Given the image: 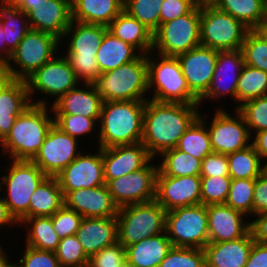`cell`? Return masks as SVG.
Listing matches in <instances>:
<instances>
[{"label":"cell","instance_id":"1","mask_svg":"<svg viewBox=\"0 0 267 267\" xmlns=\"http://www.w3.org/2000/svg\"><path fill=\"white\" fill-rule=\"evenodd\" d=\"M199 108V104L146 100L141 142L155 160L162 152L176 148L179 139L202 113Z\"/></svg>","mask_w":267,"mask_h":267},{"label":"cell","instance_id":"2","mask_svg":"<svg viewBox=\"0 0 267 267\" xmlns=\"http://www.w3.org/2000/svg\"><path fill=\"white\" fill-rule=\"evenodd\" d=\"M51 106L31 104L19 115L7 136L0 142L1 153L9 159L32 161L54 124ZM52 114V115H51Z\"/></svg>","mask_w":267,"mask_h":267},{"label":"cell","instance_id":"3","mask_svg":"<svg viewBox=\"0 0 267 267\" xmlns=\"http://www.w3.org/2000/svg\"><path fill=\"white\" fill-rule=\"evenodd\" d=\"M145 102L104 101L98 122V148L141 142Z\"/></svg>","mask_w":267,"mask_h":267},{"label":"cell","instance_id":"4","mask_svg":"<svg viewBox=\"0 0 267 267\" xmlns=\"http://www.w3.org/2000/svg\"><path fill=\"white\" fill-rule=\"evenodd\" d=\"M107 30L103 25L72 20L60 40L68 39L64 56L81 83H94L101 75L96 54Z\"/></svg>","mask_w":267,"mask_h":267},{"label":"cell","instance_id":"5","mask_svg":"<svg viewBox=\"0 0 267 267\" xmlns=\"http://www.w3.org/2000/svg\"><path fill=\"white\" fill-rule=\"evenodd\" d=\"M103 101H146L148 100L147 55L119 68L101 73L94 82Z\"/></svg>","mask_w":267,"mask_h":267},{"label":"cell","instance_id":"6","mask_svg":"<svg viewBox=\"0 0 267 267\" xmlns=\"http://www.w3.org/2000/svg\"><path fill=\"white\" fill-rule=\"evenodd\" d=\"M147 54L148 91L158 102L199 104V99L189 90L177 57ZM154 58V59H153Z\"/></svg>","mask_w":267,"mask_h":267},{"label":"cell","instance_id":"7","mask_svg":"<svg viewBox=\"0 0 267 267\" xmlns=\"http://www.w3.org/2000/svg\"><path fill=\"white\" fill-rule=\"evenodd\" d=\"M11 163L6 169L7 174L1 177L0 191L6 188V196L1 197L20 223L29 218L30 196L46 175L33 161L11 159Z\"/></svg>","mask_w":267,"mask_h":267},{"label":"cell","instance_id":"8","mask_svg":"<svg viewBox=\"0 0 267 267\" xmlns=\"http://www.w3.org/2000/svg\"><path fill=\"white\" fill-rule=\"evenodd\" d=\"M166 210L155 200L119 208L118 243L124 247L165 232Z\"/></svg>","mask_w":267,"mask_h":267},{"label":"cell","instance_id":"9","mask_svg":"<svg viewBox=\"0 0 267 267\" xmlns=\"http://www.w3.org/2000/svg\"><path fill=\"white\" fill-rule=\"evenodd\" d=\"M249 30L241 21L217 9L210 2L200 5L202 46L217 51L239 50Z\"/></svg>","mask_w":267,"mask_h":267},{"label":"cell","instance_id":"10","mask_svg":"<svg viewBox=\"0 0 267 267\" xmlns=\"http://www.w3.org/2000/svg\"><path fill=\"white\" fill-rule=\"evenodd\" d=\"M200 45V4L184 16L161 23L153 33L154 54L176 57Z\"/></svg>","mask_w":267,"mask_h":267},{"label":"cell","instance_id":"11","mask_svg":"<svg viewBox=\"0 0 267 267\" xmlns=\"http://www.w3.org/2000/svg\"><path fill=\"white\" fill-rule=\"evenodd\" d=\"M165 232L175 247L204 249L209 243L207 206L199 204L167 211Z\"/></svg>","mask_w":267,"mask_h":267},{"label":"cell","instance_id":"12","mask_svg":"<svg viewBox=\"0 0 267 267\" xmlns=\"http://www.w3.org/2000/svg\"><path fill=\"white\" fill-rule=\"evenodd\" d=\"M60 43L63 42L53 34L30 29L17 45L10 60L7 62L14 80L25 81L30 77L57 55L56 53L61 47Z\"/></svg>","mask_w":267,"mask_h":267},{"label":"cell","instance_id":"13","mask_svg":"<svg viewBox=\"0 0 267 267\" xmlns=\"http://www.w3.org/2000/svg\"><path fill=\"white\" fill-rule=\"evenodd\" d=\"M29 98L31 103L39 105H51L46 101V96L54 97L51 100L56 102L62 95L82 84L76 77L70 63L63 55H55L51 60L45 63L41 68L35 71L26 80ZM36 93L42 94L43 99H34ZM45 94V95H44ZM35 100V101H34Z\"/></svg>","mask_w":267,"mask_h":267},{"label":"cell","instance_id":"14","mask_svg":"<svg viewBox=\"0 0 267 267\" xmlns=\"http://www.w3.org/2000/svg\"><path fill=\"white\" fill-rule=\"evenodd\" d=\"M216 107L211 124L206 122L213 152L227 155L251 145L252 136L243 115L237 109L231 115L224 107Z\"/></svg>","mask_w":267,"mask_h":267},{"label":"cell","instance_id":"15","mask_svg":"<svg viewBox=\"0 0 267 267\" xmlns=\"http://www.w3.org/2000/svg\"><path fill=\"white\" fill-rule=\"evenodd\" d=\"M158 165L151 161L143 168L110 180L106 185L116 205L123 206L154 201Z\"/></svg>","mask_w":267,"mask_h":267},{"label":"cell","instance_id":"16","mask_svg":"<svg viewBox=\"0 0 267 267\" xmlns=\"http://www.w3.org/2000/svg\"><path fill=\"white\" fill-rule=\"evenodd\" d=\"M78 143L79 140L53 124L32 161L46 176H56L82 152Z\"/></svg>","mask_w":267,"mask_h":267},{"label":"cell","instance_id":"17","mask_svg":"<svg viewBox=\"0 0 267 267\" xmlns=\"http://www.w3.org/2000/svg\"><path fill=\"white\" fill-rule=\"evenodd\" d=\"M82 151L67 167L55 177L57 178L63 196L69 191L81 188H93L106 184L102 148L97 153Z\"/></svg>","mask_w":267,"mask_h":267},{"label":"cell","instance_id":"18","mask_svg":"<svg viewBox=\"0 0 267 267\" xmlns=\"http://www.w3.org/2000/svg\"><path fill=\"white\" fill-rule=\"evenodd\" d=\"M155 201L166 212L201 204V176L172 177L163 175L158 170Z\"/></svg>","mask_w":267,"mask_h":267},{"label":"cell","instance_id":"19","mask_svg":"<svg viewBox=\"0 0 267 267\" xmlns=\"http://www.w3.org/2000/svg\"><path fill=\"white\" fill-rule=\"evenodd\" d=\"M217 56V50L202 45L176 56L189 90L198 99L208 90Z\"/></svg>","mask_w":267,"mask_h":267},{"label":"cell","instance_id":"20","mask_svg":"<svg viewBox=\"0 0 267 267\" xmlns=\"http://www.w3.org/2000/svg\"><path fill=\"white\" fill-rule=\"evenodd\" d=\"M245 65L241 49L235 51H218L215 72L208 90L199 98V105L205 99L220 100L231 96L236 101V90L240 73ZM226 95V96H225Z\"/></svg>","mask_w":267,"mask_h":267},{"label":"cell","instance_id":"21","mask_svg":"<svg viewBox=\"0 0 267 267\" xmlns=\"http://www.w3.org/2000/svg\"><path fill=\"white\" fill-rule=\"evenodd\" d=\"M106 184L115 178L145 167L154 158L142 142L102 149Z\"/></svg>","mask_w":267,"mask_h":267},{"label":"cell","instance_id":"22","mask_svg":"<svg viewBox=\"0 0 267 267\" xmlns=\"http://www.w3.org/2000/svg\"><path fill=\"white\" fill-rule=\"evenodd\" d=\"M64 205L83 217H116L119 211L106 184L69 191L64 196Z\"/></svg>","mask_w":267,"mask_h":267},{"label":"cell","instance_id":"23","mask_svg":"<svg viewBox=\"0 0 267 267\" xmlns=\"http://www.w3.org/2000/svg\"><path fill=\"white\" fill-rule=\"evenodd\" d=\"M25 13L30 29L53 34L61 40L72 21L71 0H46Z\"/></svg>","mask_w":267,"mask_h":267},{"label":"cell","instance_id":"24","mask_svg":"<svg viewBox=\"0 0 267 267\" xmlns=\"http://www.w3.org/2000/svg\"><path fill=\"white\" fill-rule=\"evenodd\" d=\"M207 215L209 242L235 240L250 231L246 216L225 204L208 205Z\"/></svg>","mask_w":267,"mask_h":267},{"label":"cell","instance_id":"25","mask_svg":"<svg viewBox=\"0 0 267 267\" xmlns=\"http://www.w3.org/2000/svg\"><path fill=\"white\" fill-rule=\"evenodd\" d=\"M103 102L94 83H82L62 95L51 108L53 115L79 114L89 118H100Z\"/></svg>","mask_w":267,"mask_h":267},{"label":"cell","instance_id":"26","mask_svg":"<svg viewBox=\"0 0 267 267\" xmlns=\"http://www.w3.org/2000/svg\"><path fill=\"white\" fill-rule=\"evenodd\" d=\"M76 237L88 257L118 242L116 217H84Z\"/></svg>","mask_w":267,"mask_h":267},{"label":"cell","instance_id":"27","mask_svg":"<svg viewBox=\"0 0 267 267\" xmlns=\"http://www.w3.org/2000/svg\"><path fill=\"white\" fill-rule=\"evenodd\" d=\"M254 242L251 231L235 240L209 242L203 249L206 267H244Z\"/></svg>","mask_w":267,"mask_h":267},{"label":"cell","instance_id":"28","mask_svg":"<svg viewBox=\"0 0 267 267\" xmlns=\"http://www.w3.org/2000/svg\"><path fill=\"white\" fill-rule=\"evenodd\" d=\"M124 0H71L72 20L108 26L122 11Z\"/></svg>","mask_w":267,"mask_h":267},{"label":"cell","instance_id":"29","mask_svg":"<svg viewBox=\"0 0 267 267\" xmlns=\"http://www.w3.org/2000/svg\"><path fill=\"white\" fill-rule=\"evenodd\" d=\"M172 246L166 232L160 233L125 247L126 260L134 267H159Z\"/></svg>","mask_w":267,"mask_h":267},{"label":"cell","instance_id":"30","mask_svg":"<svg viewBox=\"0 0 267 267\" xmlns=\"http://www.w3.org/2000/svg\"><path fill=\"white\" fill-rule=\"evenodd\" d=\"M108 31L135 47L141 54L152 51L153 33L123 10L108 26Z\"/></svg>","mask_w":267,"mask_h":267},{"label":"cell","instance_id":"31","mask_svg":"<svg viewBox=\"0 0 267 267\" xmlns=\"http://www.w3.org/2000/svg\"><path fill=\"white\" fill-rule=\"evenodd\" d=\"M210 3L250 30L263 29L267 25V0H211Z\"/></svg>","mask_w":267,"mask_h":267},{"label":"cell","instance_id":"32","mask_svg":"<svg viewBox=\"0 0 267 267\" xmlns=\"http://www.w3.org/2000/svg\"><path fill=\"white\" fill-rule=\"evenodd\" d=\"M140 55L141 53L135 47L107 30L98 48L96 60L100 72L105 73L136 60Z\"/></svg>","mask_w":267,"mask_h":267},{"label":"cell","instance_id":"33","mask_svg":"<svg viewBox=\"0 0 267 267\" xmlns=\"http://www.w3.org/2000/svg\"><path fill=\"white\" fill-rule=\"evenodd\" d=\"M64 205V196L55 176H46L30 196L29 218L52 216Z\"/></svg>","mask_w":267,"mask_h":267},{"label":"cell","instance_id":"34","mask_svg":"<svg viewBox=\"0 0 267 267\" xmlns=\"http://www.w3.org/2000/svg\"><path fill=\"white\" fill-rule=\"evenodd\" d=\"M0 22L5 32L7 48L13 53L30 30L26 13L15 0H0Z\"/></svg>","mask_w":267,"mask_h":267},{"label":"cell","instance_id":"35","mask_svg":"<svg viewBox=\"0 0 267 267\" xmlns=\"http://www.w3.org/2000/svg\"><path fill=\"white\" fill-rule=\"evenodd\" d=\"M23 225L27 229L25 245L39 250H57L61 238L53 228L51 216L24 218L19 223V228H23Z\"/></svg>","mask_w":267,"mask_h":267},{"label":"cell","instance_id":"36","mask_svg":"<svg viewBox=\"0 0 267 267\" xmlns=\"http://www.w3.org/2000/svg\"><path fill=\"white\" fill-rule=\"evenodd\" d=\"M229 176L231 179H256L265 171L263 161L253 145L227 154Z\"/></svg>","mask_w":267,"mask_h":267},{"label":"cell","instance_id":"37","mask_svg":"<svg viewBox=\"0 0 267 267\" xmlns=\"http://www.w3.org/2000/svg\"><path fill=\"white\" fill-rule=\"evenodd\" d=\"M205 115L200 116L185 131L179 139L176 148L182 152L191 154L194 158L203 160L213 152L210 134L206 126Z\"/></svg>","mask_w":267,"mask_h":267},{"label":"cell","instance_id":"38","mask_svg":"<svg viewBox=\"0 0 267 267\" xmlns=\"http://www.w3.org/2000/svg\"><path fill=\"white\" fill-rule=\"evenodd\" d=\"M159 156L162 157L160 165L158 163V170L163 175L172 177L200 175L202 161L189 153L172 148Z\"/></svg>","mask_w":267,"mask_h":267},{"label":"cell","instance_id":"39","mask_svg":"<svg viewBox=\"0 0 267 267\" xmlns=\"http://www.w3.org/2000/svg\"><path fill=\"white\" fill-rule=\"evenodd\" d=\"M262 96H267V72L245 64L237 84L235 109Z\"/></svg>","mask_w":267,"mask_h":267},{"label":"cell","instance_id":"40","mask_svg":"<svg viewBox=\"0 0 267 267\" xmlns=\"http://www.w3.org/2000/svg\"><path fill=\"white\" fill-rule=\"evenodd\" d=\"M241 51L246 65L267 72V33L263 29L249 30Z\"/></svg>","mask_w":267,"mask_h":267},{"label":"cell","instance_id":"41","mask_svg":"<svg viewBox=\"0 0 267 267\" xmlns=\"http://www.w3.org/2000/svg\"><path fill=\"white\" fill-rule=\"evenodd\" d=\"M254 187L255 179H231L225 205L247 217L253 216Z\"/></svg>","mask_w":267,"mask_h":267},{"label":"cell","instance_id":"42","mask_svg":"<svg viewBox=\"0 0 267 267\" xmlns=\"http://www.w3.org/2000/svg\"><path fill=\"white\" fill-rule=\"evenodd\" d=\"M26 81L14 80L0 92V112L21 115L30 105Z\"/></svg>","mask_w":267,"mask_h":267},{"label":"cell","instance_id":"43","mask_svg":"<svg viewBox=\"0 0 267 267\" xmlns=\"http://www.w3.org/2000/svg\"><path fill=\"white\" fill-rule=\"evenodd\" d=\"M164 0H124L123 10L154 33L160 25V8Z\"/></svg>","mask_w":267,"mask_h":267},{"label":"cell","instance_id":"44","mask_svg":"<svg viewBox=\"0 0 267 267\" xmlns=\"http://www.w3.org/2000/svg\"><path fill=\"white\" fill-rule=\"evenodd\" d=\"M55 253L61 267L88 266L89 257L76 235L62 238Z\"/></svg>","mask_w":267,"mask_h":267},{"label":"cell","instance_id":"45","mask_svg":"<svg viewBox=\"0 0 267 267\" xmlns=\"http://www.w3.org/2000/svg\"><path fill=\"white\" fill-rule=\"evenodd\" d=\"M230 185V176L201 177V204H225Z\"/></svg>","mask_w":267,"mask_h":267},{"label":"cell","instance_id":"46","mask_svg":"<svg viewBox=\"0 0 267 267\" xmlns=\"http://www.w3.org/2000/svg\"><path fill=\"white\" fill-rule=\"evenodd\" d=\"M237 110L243 115L252 138L254 133L267 130V96L247 101Z\"/></svg>","mask_w":267,"mask_h":267},{"label":"cell","instance_id":"47","mask_svg":"<svg viewBox=\"0 0 267 267\" xmlns=\"http://www.w3.org/2000/svg\"><path fill=\"white\" fill-rule=\"evenodd\" d=\"M159 267H206L205 252L199 248L172 246Z\"/></svg>","mask_w":267,"mask_h":267},{"label":"cell","instance_id":"48","mask_svg":"<svg viewBox=\"0 0 267 267\" xmlns=\"http://www.w3.org/2000/svg\"><path fill=\"white\" fill-rule=\"evenodd\" d=\"M100 118H89L81 115H54V124L75 139H81L80 136L95 134V128H98ZM96 126V127H95Z\"/></svg>","mask_w":267,"mask_h":267},{"label":"cell","instance_id":"49","mask_svg":"<svg viewBox=\"0 0 267 267\" xmlns=\"http://www.w3.org/2000/svg\"><path fill=\"white\" fill-rule=\"evenodd\" d=\"M51 218L55 232L62 239L67 236L76 235L84 217L75 210L63 205Z\"/></svg>","mask_w":267,"mask_h":267},{"label":"cell","instance_id":"50","mask_svg":"<svg viewBox=\"0 0 267 267\" xmlns=\"http://www.w3.org/2000/svg\"><path fill=\"white\" fill-rule=\"evenodd\" d=\"M125 260V247L117 242L90 256L87 267H120Z\"/></svg>","mask_w":267,"mask_h":267},{"label":"cell","instance_id":"51","mask_svg":"<svg viewBox=\"0 0 267 267\" xmlns=\"http://www.w3.org/2000/svg\"><path fill=\"white\" fill-rule=\"evenodd\" d=\"M24 248L21 258L16 261L20 267H61L55 252L39 250L28 245Z\"/></svg>","mask_w":267,"mask_h":267},{"label":"cell","instance_id":"52","mask_svg":"<svg viewBox=\"0 0 267 267\" xmlns=\"http://www.w3.org/2000/svg\"><path fill=\"white\" fill-rule=\"evenodd\" d=\"M200 176H229L227 155L212 152L204 157L201 163Z\"/></svg>","mask_w":267,"mask_h":267},{"label":"cell","instance_id":"53","mask_svg":"<svg viewBox=\"0 0 267 267\" xmlns=\"http://www.w3.org/2000/svg\"><path fill=\"white\" fill-rule=\"evenodd\" d=\"M196 5L193 0H164L160 8V24L186 15Z\"/></svg>","mask_w":267,"mask_h":267},{"label":"cell","instance_id":"54","mask_svg":"<svg viewBox=\"0 0 267 267\" xmlns=\"http://www.w3.org/2000/svg\"><path fill=\"white\" fill-rule=\"evenodd\" d=\"M267 212V172L255 179L253 215Z\"/></svg>","mask_w":267,"mask_h":267},{"label":"cell","instance_id":"55","mask_svg":"<svg viewBox=\"0 0 267 267\" xmlns=\"http://www.w3.org/2000/svg\"><path fill=\"white\" fill-rule=\"evenodd\" d=\"M253 217L255 220L252 219V221H250V231L254 241L267 244V212L257 214Z\"/></svg>","mask_w":267,"mask_h":267},{"label":"cell","instance_id":"56","mask_svg":"<svg viewBox=\"0 0 267 267\" xmlns=\"http://www.w3.org/2000/svg\"><path fill=\"white\" fill-rule=\"evenodd\" d=\"M244 267H267V244L254 242Z\"/></svg>","mask_w":267,"mask_h":267},{"label":"cell","instance_id":"57","mask_svg":"<svg viewBox=\"0 0 267 267\" xmlns=\"http://www.w3.org/2000/svg\"><path fill=\"white\" fill-rule=\"evenodd\" d=\"M255 135L254 140H251V144L255 148V151L258 153L260 158L265 162L267 161V130H263Z\"/></svg>","mask_w":267,"mask_h":267},{"label":"cell","instance_id":"58","mask_svg":"<svg viewBox=\"0 0 267 267\" xmlns=\"http://www.w3.org/2000/svg\"><path fill=\"white\" fill-rule=\"evenodd\" d=\"M19 115L0 112V142L7 136Z\"/></svg>","mask_w":267,"mask_h":267},{"label":"cell","instance_id":"59","mask_svg":"<svg viewBox=\"0 0 267 267\" xmlns=\"http://www.w3.org/2000/svg\"><path fill=\"white\" fill-rule=\"evenodd\" d=\"M17 226L19 222L15 219V217L10 213L8 206L5 204L3 198L0 197V227L8 226Z\"/></svg>","mask_w":267,"mask_h":267},{"label":"cell","instance_id":"60","mask_svg":"<svg viewBox=\"0 0 267 267\" xmlns=\"http://www.w3.org/2000/svg\"><path fill=\"white\" fill-rule=\"evenodd\" d=\"M13 81L14 78L7 63L0 62V92L6 89Z\"/></svg>","mask_w":267,"mask_h":267},{"label":"cell","instance_id":"61","mask_svg":"<svg viewBox=\"0 0 267 267\" xmlns=\"http://www.w3.org/2000/svg\"><path fill=\"white\" fill-rule=\"evenodd\" d=\"M12 52L7 48L5 42V32L3 31L2 22H0V62L7 63L11 58Z\"/></svg>","mask_w":267,"mask_h":267},{"label":"cell","instance_id":"62","mask_svg":"<svg viewBox=\"0 0 267 267\" xmlns=\"http://www.w3.org/2000/svg\"><path fill=\"white\" fill-rule=\"evenodd\" d=\"M20 9L26 12L30 7H36L44 3L46 0H15Z\"/></svg>","mask_w":267,"mask_h":267},{"label":"cell","instance_id":"63","mask_svg":"<svg viewBox=\"0 0 267 267\" xmlns=\"http://www.w3.org/2000/svg\"><path fill=\"white\" fill-rule=\"evenodd\" d=\"M9 258L10 256L7 254L6 249H4L0 243V267H8L11 263Z\"/></svg>","mask_w":267,"mask_h":267},{"label":"cell","instance_id":"64","mask_svg":"<svg viewBox=\"0 0 267 267\" xmlns=\"http://www.w3.org/2000/svg\"><path fill=\"white\" fill-rule=\"evenodd\" d=\"M193 1L200 5L211 2V0H193Z\"/></svg>","mask_w":267,"mask_h":267},{"label":"cell","instance_id":"65","mask_svg":"<svg viewBox=\"0 0 267 267\" xmlns=\"http://www.w3.org/2000/svg\"><path fill=\"white\" fill-rule=\"evenodd\" d=\"M120 267H134L132 266L127 260H125L121 265Z\"/></svg>","mask_w":267,"mask_h":267},{"label":"cell","instance_id":"66","mask_svg":"<svg viewBox=\"0 0 267 267\" xmlns=\"http://www.w3.org/2000/svg\"><path fill=\"white\" fill-rule=\"evenodd\" d=\"M8 267H20V265L14 261L13 263L11 262Z\"/></svg>","mask_w":267,"mask_h":267},{"label":"cell","instance_id":"67","mask_svg":"<svg viewBox=\"0 0 267 267\" xmlns=\"http://www.w3.org/2000/svg\"><path fill=\"white\" fill-rule=\"evenodd\" d=\"M264 167H265V171L267 172V161L265 162Z\"/></svg>","mask_w":267,"mask_h":267},{"label":"cell","instance_id":"68","mask_svg":"<svg viewBox=\"0 0 267 267\" xmlns=\"http://www.w3.org/2000/svg\"><path fill=\"white\" fill-rule=\"evenodd\" d=\"M263 30L267 33V25L263 28Z\"/></svg>","mask_w":267,"mask_h":267}]
</instances>
